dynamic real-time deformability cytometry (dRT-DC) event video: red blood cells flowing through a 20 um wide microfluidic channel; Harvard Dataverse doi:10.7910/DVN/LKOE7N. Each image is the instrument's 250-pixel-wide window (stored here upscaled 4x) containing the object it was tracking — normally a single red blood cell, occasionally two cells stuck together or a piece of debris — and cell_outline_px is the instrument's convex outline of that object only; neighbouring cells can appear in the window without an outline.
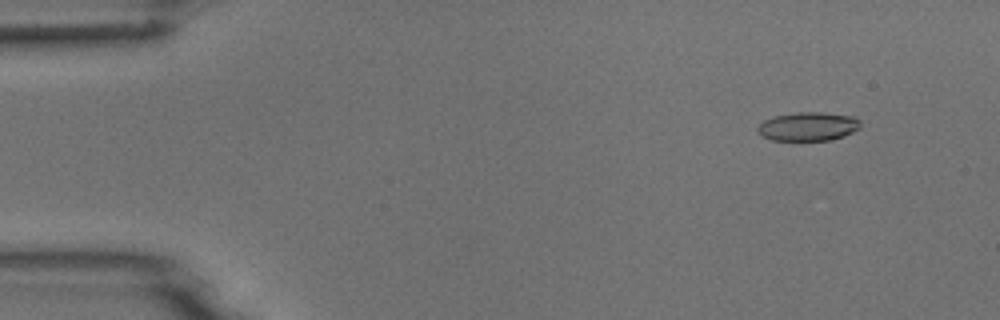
{"species": "common noctule bat (a hibernating species)", "species_latin": "Nyctalus noctula", "temperature_condition": "room temperature", "stored_images_in_passage": 5, "camera_frame_rate_fps": 3000, "um_per_image_px": 0.085, "animal": {"sex": "male", "body_mass_g": 18.8}, "frame": {"image": 1, "passage_image": 2, "time_ms": 0.333, "image_size_px": [1000, 320], "cell_outline_px": [[860, 128], [844, 136], [832, 140], [772, 140], [756, 132], [756, 128], [764, 120], [772, 116], [796, 112], [820, 112], [856, 116], [860, 120]], "centroid_in_image_um": [68.7, 10.74], "position_along_channel_um": 16.3, "area_um2": 17.4}}